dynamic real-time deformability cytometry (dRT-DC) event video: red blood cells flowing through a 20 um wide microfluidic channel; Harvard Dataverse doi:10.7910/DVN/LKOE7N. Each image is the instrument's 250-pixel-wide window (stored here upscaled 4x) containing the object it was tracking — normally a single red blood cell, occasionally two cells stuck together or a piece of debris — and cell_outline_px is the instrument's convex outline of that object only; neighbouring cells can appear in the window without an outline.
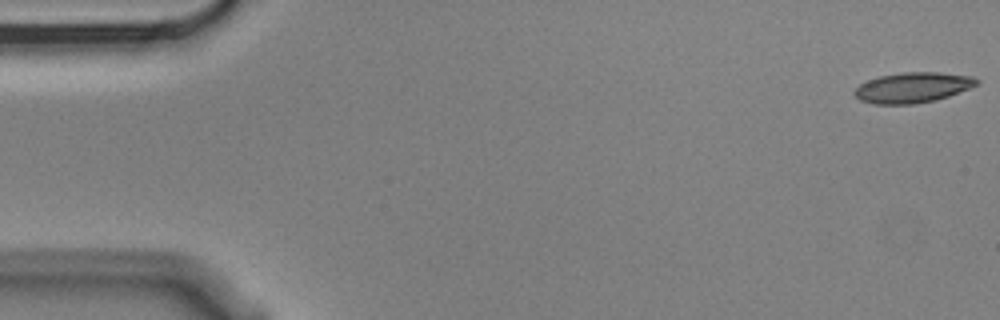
{"species": "Egyptian fruit bat (a non-hibernating species)", "species_latin": "Rousettus aegyptiacus", "temperature_condition": "cold", "stored_images_in_passage": 4, "camera_frame_rate_fps": 3000, "um_per_image_px": 0.085, "animal": {"sex": "male"}, "frame": {"image": 1, "passage_image": 1, "time_ms": 0.0, "image_size_px": [1000, 320], "cell_outline_px": [[980, 84], [948, 96], [936, 100], [912, 104], [872, 104], [860, 100], [852, 92], [860, 84], [868, 80], [880, 76], [904, 72], [940, 72], [972, 76], [980, 80]], "centroid_in_image_um": [77.59, 7.44], "position_along_channel_um": 7.4, "area_um2": 21.68}}
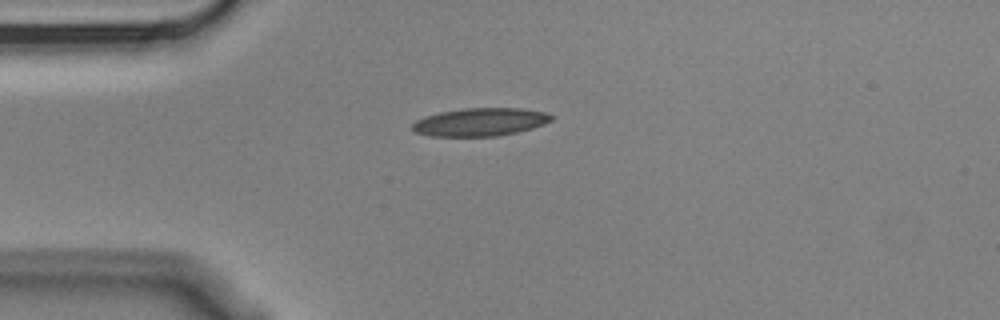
{"frame": {"image": 2, "passage_image": 4, "time_ms": 1.0, "image_size_px": [1000, 320], "cell_outline_px": [[552, 120], [544, 124], [532, 128], [516, 132], [496, 136], [428, 136], [416, 132], [412, 128], [412, 124], [416, 120], [440, 112], [460, 108], [520, 108], [544, 112], [552, 116]], "centroid_in_image_um": [40.8, 10.37], "position_along_channel_um": 44.2, "area_um2": 22.54}}